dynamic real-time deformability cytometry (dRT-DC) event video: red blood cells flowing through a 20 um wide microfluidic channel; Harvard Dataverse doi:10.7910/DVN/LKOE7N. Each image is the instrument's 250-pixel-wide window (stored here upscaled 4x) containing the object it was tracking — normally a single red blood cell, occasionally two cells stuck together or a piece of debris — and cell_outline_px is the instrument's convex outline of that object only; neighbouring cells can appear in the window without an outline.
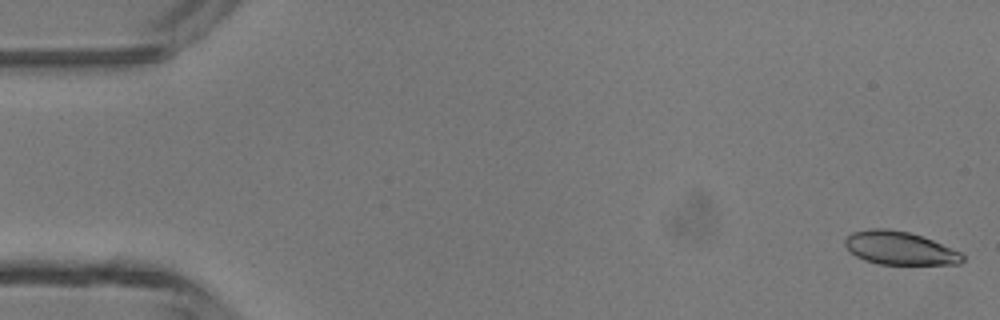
{"species": "common noctule bat (a hibernating species)", "species_latin": "Nyctalus noctula", "temperature_condition": "room temperature", "stored_images_in_passage": 38, "camera_frame_rate_fps": 3000, "um_per_image_px": 0.085, "animal": {"sex": "male", "body_mass_g": 13.3}, "frame": {"image": 1, "passage_image": 1, "time_ms": 0.0, "image_size_px": [1000, 320], "cell_outline_px": [[964, 260], [960, 264], [880, 264], [864, 260], [856, 256], [844, 244], [844, 240], [852, 232], [868, 228], [888, 228], [908, 232], [932, 240], [960, 252], [964, 256]], "centroid_in_image_um": [76.45, 21.08], "position_along_channel_um": 8.5, "area_um2": 22.6}}
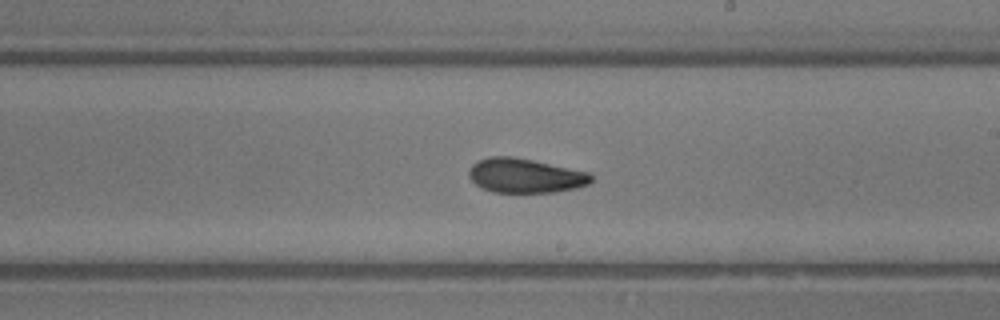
{"frame": {"image": 2, "passage_image": 27, "time_ms": 8.667, "image_size_px": [1000, 320], "cell_outline_px": [[592, 180], [588, 184], [576, 188], [556, 192], [492, 192], [480, 188], [468, 176], [468, 168], [476, 160], [488, 156], [512, 156], [532, 160], [588, 172], [592, 176]], "centroid_in_image_um": [44.58, 14.92], "position_along_channel_um": 244.4, "area_um2": 24.62}}
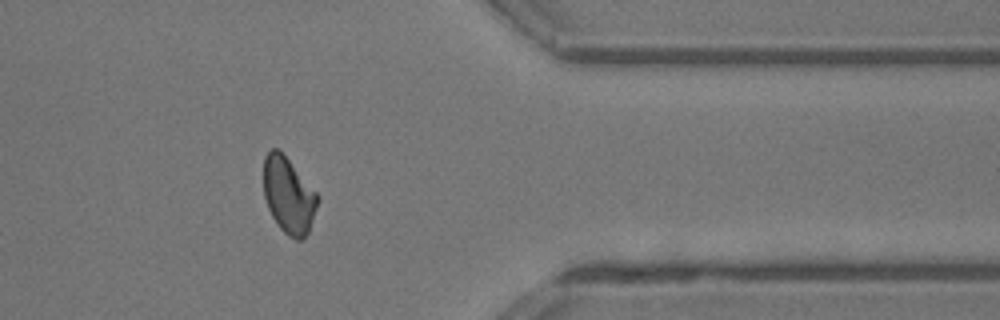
{"frame": {"image": 3, "passage_image": 38, "time_ms": 12.333, "image_size_px": [1000, 320], "cell_outline_px": [[320, 196], [308, 232], [304, 240], [296, 240], [288, 236], [280, 228], [272, 216], [268, 208], [264, 196], [264, 156], [272, 148], [280, 148]], "centroid_in_image_um": [24.53, 16.58], "position_along_channel_um": 386.9, "area_um2": 24.16}, "authors_computed_cell_mechanics": {"area_um2": 24.276, "velocity_mm_per_s": 4.378, "shape_relaxation_time_tau1_ms": 6.8745, "shape_relaxation_time_tau2_ms": 2.1852, "deformation_change_tau1": 0.2014, "deformation_change_tau2": 0.0861}}